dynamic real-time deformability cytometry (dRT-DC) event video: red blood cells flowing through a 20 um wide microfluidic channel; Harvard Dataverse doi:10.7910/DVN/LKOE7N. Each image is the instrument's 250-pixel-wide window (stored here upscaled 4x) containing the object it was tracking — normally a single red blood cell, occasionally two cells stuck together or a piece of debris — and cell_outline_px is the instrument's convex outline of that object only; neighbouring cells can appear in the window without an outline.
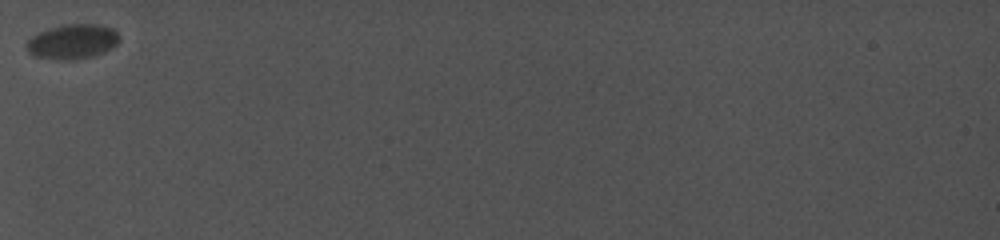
{"species": "common noctule bat (a hibernating species)", "species_latin": "Nyctalus noctula", "temperature_condition": "cold", "stored_images_in_passage": 4, "camera_frame_rate_fps": 5000, "um_per_image_px": 0.085, "animal": {"sex": "female", "body_mass_g": 19.0, "forearm_length_mm": 56.7}, "frame": {"image": 1, "passage_image": 1, "time_ms": 0.0, "image_size_px": [1000, 240], "cell_outline_px": [[120, 40], [112, 48], [104, 52], [92, 56], [68, 60], [64, 60], [36, 56], [28, 52], [24, 48], [24, 44], [32, 36], [48, 28], [68, 24], [100, 24], [112, 28], [120, 36]], "centroid_in_image_um": [6.16, 3.52], "position_along_channel_um": 78.8, "area_um2": 18.79}}